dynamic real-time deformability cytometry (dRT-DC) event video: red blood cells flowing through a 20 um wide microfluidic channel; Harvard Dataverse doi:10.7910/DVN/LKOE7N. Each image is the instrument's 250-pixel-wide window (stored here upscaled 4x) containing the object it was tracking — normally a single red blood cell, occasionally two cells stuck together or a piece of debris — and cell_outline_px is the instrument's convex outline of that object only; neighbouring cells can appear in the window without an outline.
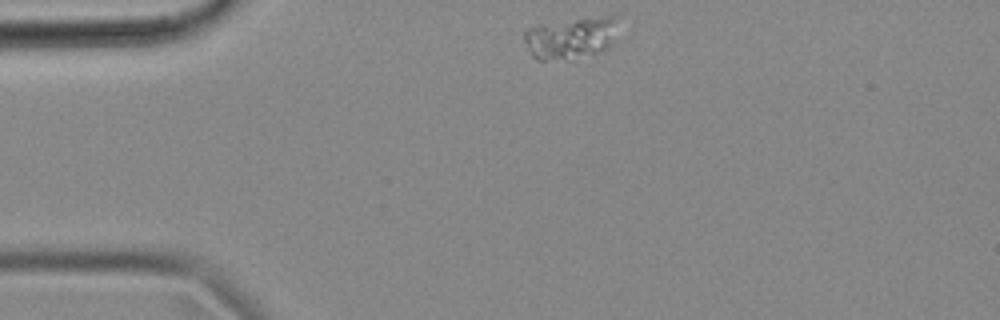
{"species": "common noctule bat (a hibernating species)", "species_latin": "Nyctalus noctula", "temperature_condition": "cold", "stored_images_in_passage": 46, "camera_frame_rate_fps": 3000, "um_per_image_px": 0.085, "animal": {"sex": "female", "body_mass_g": 18.4}, "frame": {"image": 1, "passage_image": 1, "time_ms": 0.0, "image_size_px": [1000, 320], "cell_outline_px": [[616, 12], [612, 40], [608, 48], [604, 52], [544, 60], [540, 60], [532, 56], [524, 40], [524, 32], [528, 28], [540, 24], [612, 12]], "centroid_in_image_um": [48.53, 3.14], "position_along_channel_um": 36.5, "area_um2": 22.77}}
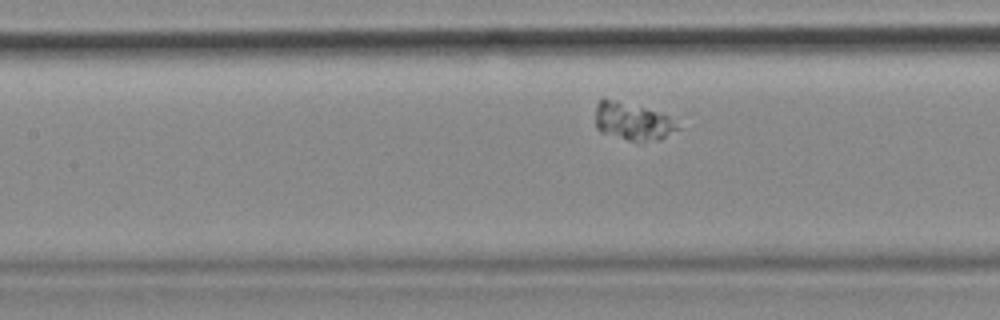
{"frame": {"image": 2, "passage_image": 14, "time_ms": 4.333, "image_size_px": [1000, 320], "cell_outline_px": [[680, 128], [660, 140], [628, 140], [600, 132], [596, 128], [596, 104], [604, 96], [660, 112], [668, 116]], "centroid_in_image_um": [53.72, 10.29], "position_along_channel_um": 153.7, "area_um2": 17.98}}
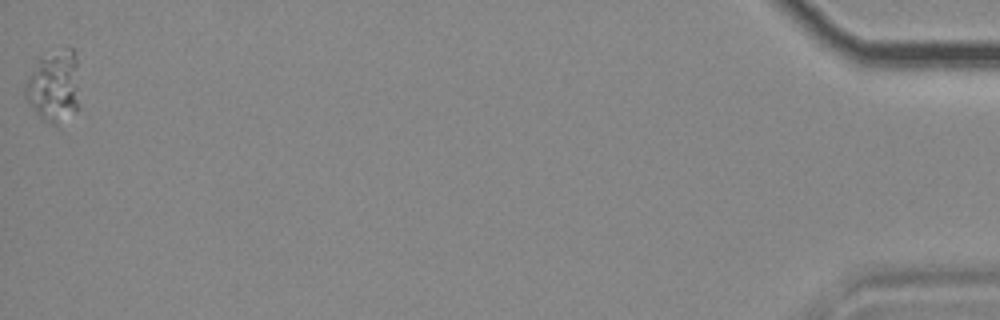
{"frame": {"image": 3, "passage_image": 46, "time_ms": 15.0, "image_size_px": [1000, 320], "cell_outline_px": [[80, 108], [76, 112], [56, 124], [48, 124], [28, 104], [24, 92], [24, 88], [36, 56], [44, 52], [68, 48], [72, 48], [76, 52]], "centroid_in_image_um": [4.59, 7.27], "position_along_channel_um": 430.6, "area_um2": 23.52}}